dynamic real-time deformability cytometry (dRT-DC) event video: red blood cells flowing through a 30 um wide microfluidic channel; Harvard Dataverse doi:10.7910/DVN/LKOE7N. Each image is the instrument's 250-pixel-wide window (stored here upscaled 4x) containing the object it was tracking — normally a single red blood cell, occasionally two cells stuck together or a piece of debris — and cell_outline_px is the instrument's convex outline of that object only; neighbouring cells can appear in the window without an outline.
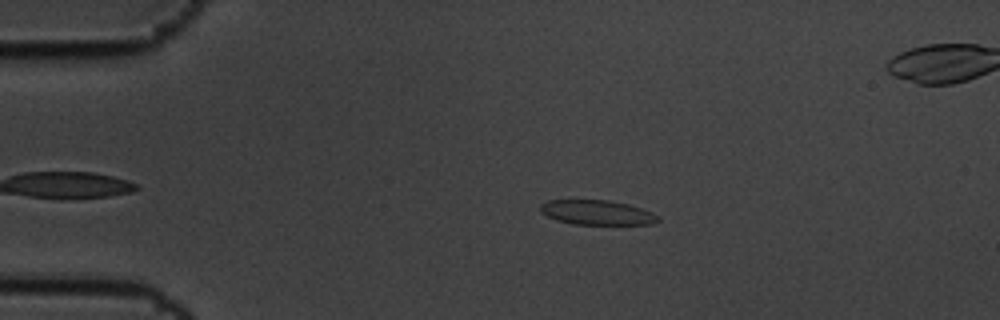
{"species": "common noctule bat (a hibernating species)", "species_latin": "Nyctalus noctula", "temperature_condition": "cold", "stored_images_in_passage": 51, "camera_frame_rate_fps": 3000, "um_per_image_px": 0.085, "animal": {"sex": "male", "body_mass_g": 19.5, "forearm_length_mm": 54.6}, "frame": {"image": 1, "passage_image": 12, "time_ms": 3.667, "image_size_px": [1000, 320], "cell_outline_px": [[660, 220], [652, 224], [572, 224], [556, 220], [540, 212], [540, 204], [548, 200], [608, 200], [628, 204], [652, 212]], "centroid_in_image_um": [50.71, 18.06], "position_along_channel_um": 34.3, "area_um2": 16.82}}
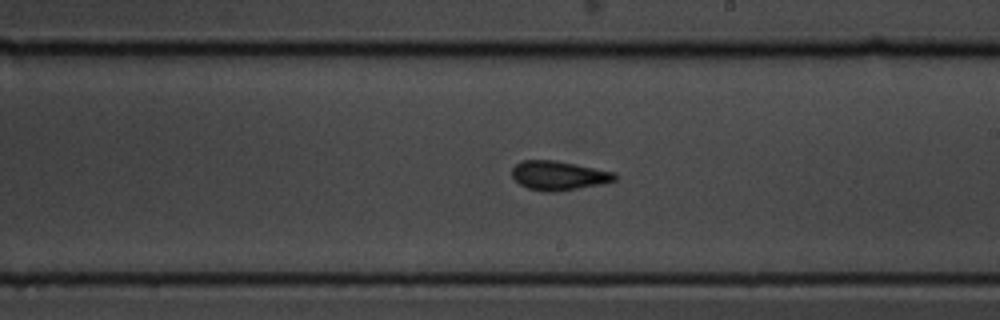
{"frame": {"image": 2, "passage_image": 34, "time_ms": 11.0, "image_size_px": [1000, 320], "cell_outline_px": [[616, 180], [600, 184], [556, 192], [544, 192], [528, 188], [520, 184], [512, 176], [512, 168], [520, 160], [556, 160], [616, 172]], "centroid_in_image_um": [47.48, 14.91], "position_along_channel_um": 241.5, "area_um2": 17.51}}
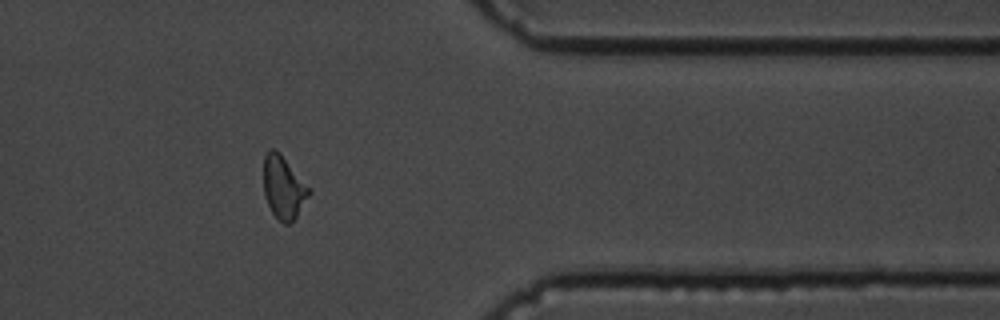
{"frame": {"image": 3, "passage_image": 48, "time_ms": 15.667, "image_size_px": [1000, 320], "cell_outline_px": [[312, 192], [296, 216], [288, 224], [284, 224], [272, 212], [264, 196], [264, 156], [268, 148], [272, 148], [280, 152], [312, 188]], "centroid_in_image_um": [24.12, 15.88], "position_along_channel_um": 387.3, "area_um2": 16.82}, "authors_computed_cell_mechanics": {"area_um2": 17.3978, "velocity_mm_per_s": 3.4225, "shape_relaxation_time_tau1_ms": 3.4523, "shape_relaxation_time_tau2_ms": 2.1049, "deformation_change_tau1": 0.0958, "deformation_change_tau2": 0.08}}